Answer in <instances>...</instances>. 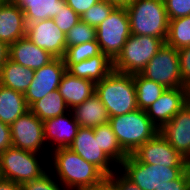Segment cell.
Wrapping results in <instances>:
<instances>
[{
    "mask_svg": "<svg viewBox=\"0 0 190 190\" xmlns=\"http://www.w3.org/2000/svg\"><path fill=\"white\" fill-rule=\"evenodd\" d=\"M53 150V151H51ZM49 151L55 171L61 185L67 190L98 188L107 183V176L95 165L85 161L68 147Z\"/></svg>",
    "mask_w": 190,
    "mask_h": 190,
    "instance_id": "6da1fadb",
    "label": "cell"
},
{
    "mask_svg": "<svg viewBox=\"0 0 190 190\" xmlns=\"http://www.w3.org/2000/svg\"><path fill=\"white\" fill-rule=\"evenodd\" d=\"M95 94L106 107L109 117L138 109L132 74L112 70L104 79L95 83Z\"/></svg>",
    "mask_w": 190,
    "mask_h": 190,
    "instance_id": "7a4b0ae2",
    "label": "cell"
},
{
    "mask_svg": "<svg viewBox=\"0 0 190 190\" xmlns=\"http://www.w3.org/2000/svg\"><path fill=\"white\" fill-rule=\"evenodd\" d=\"M126 11L132 35L157 37L166 42L169 18L163 0H134Z\"/></svg>",
    "mask_w": 190,
    "mask_h": 190,
    "instance_id": "3957f363",
    "label": "cell"
},
{
    "mask_svg": "<svg viewBox=\"0 0 190 190\" xmlns=\"http://www.w3.org/2000/svg\"><path fill=\"white\" fill-rule=\"evenodd\" d=\"M109 123L121 148L128 155L133 154L142 144L159 133L146 111L141 109L110 117Z\"/></svg>",
    "mask_w": 190,
    "mask_h": 190,
    "instance_id": "277c9868",
    "label": "cell"
},
{
    "mask_svg": "<svg viewBox=\"0 0 190 190\" xmlns=\"http://www.w3.org/2000/svg\"><path fill=\"white\" fill-rule=\"evenodd\" d=\"M165 43L161 38L131 34L113 61V70L132 75L140 73Z\"/></svg>",
    "mask_w": 190,
    "mask_h": 190,
    "instance_id": "5b68a950",
    "label": "cell"
},
{
    "mask_svg": "<svg viewBox=\"0 0 190 190\" xmlns=\"http://www.w3.org/2000/svg\"><path fill=\"white\" fill-rule=\"evenodd\" d=\"M38 156L41 157L38 153L13 146L8 148L0 153V177L21 185L41 177L47 170Z\"/></svg>",
    "mask_w": 190,
    "mask_h": 190,
    "instance_id": "8992f818",
    "label": "cell"
},
{
    "mask_svg": "<svg viewBox=\"0 0 190 190\" xmlns=\"http://www.w3.org/2000/svg\"><path fill=\"white\" fill-rule=\"evenodd\" d=\"M188 168L142 163L130 154L118 169L140 189L156 190L162 184L178 179Z\"/></svg>",
    "mask_w": 190,
    "mask_h": 190,
    "instance_id": "52a82bcc",
    "label": "cell"
},
{
    "mask_svg": "<svg viewBox=\"0 0 190 190\" xmlns=\"http://www.w3.org/2000/svg\"><path fill=\"white\" fill-rule=\"evenodd\" d=\"M130 24L126 7H116L96 28V41L101 52L111 61L120 54L126 40L130 37Z\"/></svg>",
    "mask_w": 190,
    "mask_h": 190,
    "instance_id": "ba28073f",
    "label": "cell"
},
{
    "mask_svg": "<svg viewBox=\"0 0 190 190\" xmlns=\"http://www.w3.org/2000/svg\"><path fill=\"white\" fill-rule=\"evenodd\" d=\"M140 74L168 88H185L180 72L178 50L166 43L150 59Z\"/></svg>",
    "mask_w": 190,
    "mask_h": 190,
    "instance_id": "9c48e42d",
    "label": "cell"
},
{
    "mask_svg": "<svg viewBox=\"0 0 190 190\" xmlns=\"http://www.w3.org/2000/svg\"><path fill=\"white\" fill-rule=\"evenodd\" d=\"M10 130L13 147L38 154L43 153L42 147L47 145L43 121L30 110L12 123Z\"/></svg>",
    "mask_w": 190,
    "mask_h": 190,
    "instance_id": "30bf717a",
    "label": "cell"
},
{
    "mask_svg": "<svg viewBox=\"0 0 190 190\" xmlns=\"http://www.w3.org/2000/svg\"><path fill=\"white\" fill-rule=\"evenodd\" d=\"M132 155L142 163L165 167H190V163L184 156L175 150L160 133L142 144Z\"/></svg>",
    "mask_w": 190,
    "mask_h": 190,
    "instance_id": "8fae6325",
    "label": "cell"
},
{
    "mask_svg": "<svg viewBox=\"0 0 190 190\" xmlns=\"http://www.w3.org/2000/svg\"><path fill=\"white\" fill-rule=\"evenodd\" d=\"M68 148L85 161L98 167L107 177L117 170L118 166L100 149L98 137L94 136L93 128L80 127Z\"/></svg>",
    "mask_w": 190,
    "mask_h": 190,
    "instance_id": "7c38bea8",
    "label": "cell"
},
{
    "mask_svg": "<svg viewBox=\"0 0 190 190\" xmlns=\"http://www.w3.org/2000/svg\"><path fill=\"white\" fill-rule=\"evenodd\" d=\"M66 72L63 58H54L51 62L36 69L34 78L24 96L28 107L44 98L49 92L58 90L60 80Z\"/></svg>",
    "mask_w": 190,
    "mask_h": 190,
    "instance_id": "4fadbf2b",
    "label": "cell"
},
{
    "mask_svg": "<svg viewBox=\"0 0 190 190\" xmlns=\"http://www.w3.org/2000/svg\"><path fill=\"white\" fill-rule=\"evenodd\" d=\"M26 37L55 58H63L66 51V34L53 19L27 23Z\"/></svg>",
    "mask_w": 190,
    "mask_h": 190,
    "instance_id": "5bb4252c",
    "label": "cell"
},
{
    "mask_svg": "<svg viewBox=\"0 0 190 190\" xmlns=\"http://www.w3.org/2000/svg\"><path fill=\"white\" fill-rule=\"evenodd\" d=\"M159 133L190 163V106L186 104Z\"/></svg>",
    "mask_w": 190,
    "mask_h": 190,
    "instance_id": "9a60e30c",
    "label": "cell"
},
{
    "mask_svg": "<svg viewBox=\"0 0 190 190\" xmlns=\"http://www.w3.org/2000/svg\"><path fill=\"white\" fill-rule=\"evenodd\" d=\"M186 105L185 88H168L146 109L148 118L160 129Z\"/></svg>",
    "mask_w": 190,
    "mask_h": 190,
    "instance_id": "2e32d148",
    "label": "cell"
},
{
    "mask_svg": "<svg viewBox=\"0 0 190 190\" xmlns=\"http://www.w3.org/2000/svg\"><path fill=\"white\" fill-rule=\"evenodd\" d=\"M43 126L45 141L48 146L51 142L52 146L54 145L53 149L69 147L80 128L71 110L63 115L43 121Z\"/></svg>",
    "mask_w": 190,
    "mask_h": 190,
    "instance_id": "e0dca14e",
    "label": "cell"
},
{
    "mask_svg": "<svg viewBox=\"0 0 190 190\" xmlns=\"http://www.w3.org/2000/svg\"><path fill=\"white\" fill-rule=\"evenodd\" d=\"M27 23L24 12L6 0L0 2V40L8 46L26 36Z\"/></svg>",
    "mask_w": 190,
    "mask_h": 190,
    "instance_id": "ac0fdd59",
    "label": "cell"
},
{
    "mask_svg": "<svg viewBox=\"0 0 190 190\" xmlns=\"http://www.w3.org/2000/svg\"><path fill=\"white\" fill-rule=\"evenodd\" d=\"M54 58L49 52L35 45L26 36L9 46V59L33 70L40 69Z\"/></svg>",
    "mask_w": 190,
    "mask_h": 190,
    "instance_id": "d6986e66",
    "label": "cell"
},
{
    "mask_svg": "<svg viewBox=\"0 0 190 190\" xmlns=\"http://www.w3.org/2000/svg\"><path fill=\"white\" fill-rule=\"evenodd\" d=\"M58 91L71 110L95 94V83L66 71L60 80Z\"/></svg>",
    "mask_w": 190,
    "mask_h": 190,
    "instance_id": "ffe728a7",
    "label": "cell"
},
{
    "mask_svg": "<svg viewBox=\"0 0 190 190\" xmlns=\"http://www.w3.org/2000/svg\"><path fill=\"white\" fill-rule=\"evenodd\" d=\"M64 65L71 75L94 83L100 82L113 70V61L102 52L80 63Z\"/></svg>",
    "mask_w": 190,
    "mask_h": 190,
    "instance_id": "44dd1931",
    "label": "cell"
},
{
    "mask_svg": "<svg viewBox=\"0 0 190 190\" xmlns=\"http://www.w3.org/2000/svg\"><path fill=\"white\" fill-rule=\"evenodd\" d=\"M71 111L80 127L94 128L107 124L110 118L106 107L96 94H93L82 104L71 109Z\"/></svg>",
    "mask_w": 190,
    "mask_h": 190,
    "instance_id": "7402d4cb",
    "label": "cell"
},
{
    "mask_svg": "<svg viewBox=\"0 0 190 190\" xmlns=\"http://www.w3.org/2000/svg\"><path fill=\"white\" fill-rule=\"evenodd\" d=\"M29 110L23 93L0 84V121L11 125Z\"/></svg>",
    "mask_w": 190,
    "mask_h": 190,
    "instance_id": "603a6c76",
    "label": "cell"
},
{
    "mask_svg": "<svg viewBox=\"0 0 190 190\" xmlns=\"http://www.w3.org/2000/svg\"><path fill=\"white\" fill-rule=\"evenodd\" d=\"M16 5L24 12L26 23L53 19L66 0H19Z\"/></svg>",
    "mask_w": 190,
    "mask_h": 190,
    "instance_id": "cb8c5ba5",
    "label": "cell"
},
{
    "mask_svg": "<svg viewBox=\"0 0 190 190\" xmlns=\"http://www.w3.org/2000/svg\"><path fill=\"white\" fill-rule=\"evenodd\" d=\"M35 70L24 67L8 59L0 71V84L25 94L29 88Z\"/></svg>",
    "mask_w": 190,
    "mask_h": 190,
    "instance_id": "d4e9b609",
    "label": "cell"
},
{
    "mask_svg": "<svg viewBox=\"0 0 190 190\" xmlns=\"http://www.w3.org/2000/svg\"><path fill=\"white\" fill-rule=\"evenodd\" d=\"M94 136L98 137L100 149L118 166L128 157L121 148L111 124H102L93 128Z\"/></svg>",
    "mask_w": 190,
    "mask_h": 190,
    "instance_id": "484cf974",
    "label": "cell"
},
{
    "mask_svg": "<svg viewBox=\"0 0 190 190\" xmlns=\"http://www.w3.org/2000/svg\"><path fill=\"white\" fill-rule=\"evenodd\" d=\"M29 110L41 121L63 115L70 111L58 90L49 92L44 98L34 102Z\"/></svg>",
    "mask_w": 190,
    "mask_h": 190,
    "instance_id": "4316f807",
    "label": "cell"
},
{
    "mask_svg": "<svg viewBox=\"0 0 190 190\" xmlns=\"http://www.w3.org/2000/svg\"><path fill=\"white\" fill-rule=\"evenodd\" d=\"M133 81L136 88L138 109H148L167 89L160 83L143 77L140 73L133 74Z\"/></svg>",
    "mask_w": 190,
    "mask_h": 190,
    "instance_id": "83f0119b",
    "label": "cell"
},
{
    "mask_svg": "<svg viewBox=\"0 0 190 190\" xmlns=\"http://www.w3.org/2000/svg\"><path fill=\"white\" fill-rule=\"evenodd\" d=\"M166 44L176 50L190 46V15L169 20Z\"/></svg>",
    "mask_w": 190,
    "mask_h": 190,
    "instance_id": "f1b7e54d",
    "label": "cell"
},
{
    "mask_svg": "<svg viewBox=\"0 0 190 190\" xmlns=\"http://www.w3.org/2000/svg\"><path fill=\"white\" fill-rule=\"evenodd\" d=\"M101 53L97 41H89L83 44L66 48L63 56L64 64H77Z\"/></svg>",
    "mask_w": 190,
    "mask_h": 190,
    "instance_id": "f546056e",
    "label": "cell"
},
{
    "mask_svg": "<svg viewBox=\"0 0 190 190\" xmlns=\"http://www.w3.org/2000/svg\"><path fill=\"white\" fill-rule=\"evenodd\" d=\"M96 41V28L80 20L66 34V47Z\"/></svg>",
    "mask_w": 190,
    "mask_h": 190,
    "instance_id": "4dcf8cb0",
    "label": "cell"
},
{
    "mask_svg": "<svg viewBox=\"0 0 190 190\" xmlns=\"http://www.w3.org/2000/svg\"><path fill=\"white\" fill-rule=\"evenodd\" d=\"M116 7L115 4L109 3L106 0H100L81 16V20L97 28Z\"/></svg>",
    "mask_w": 190,
    "mask_h": 190,
    "instance_id": "1f68e13d",
    "label": "cell"
},
{
    "mask_svg": "<svg viewBox=\"0 0 190 190\" xmlns=\"http://www.w3.org/2000/svg\"><path fill=\"white\" fill-rule=\"evenodd\" d=\"M51 173L52 170L50 173L47 171L41 177L25 182L21 185L22 190H65L66 188L62 187L61 183L54 178L55 173Z\"/></svg>",
    "mask_w": 190,
    "mask_h": 190,
    "instance_id": "d6a6232c",
    "label": "cell"
},
{
    "mask_svg": "<svg viewBox=\"0 0 190 190\" xmlns=\"http://www.w3.org/2000/svg\"><path fill=\"white\" fill-rule=\"evenodd\" d=\"M53 20L57 27L67 34L68 31L81 20V17L66 4Z\"/></svg>",
    "mask_w": 190,
    "mask_h": 190,
    "instance_id": "836d02e7",
    "label": "cell"
},
{
    "mask_svg": "<svg viewBox=\"0 0 190 190\" xmlns=\"http://www.w3.org/2000/svg\"><path fill=\"white\" fill-rule=\"evenodd\" d=\"M169 20L190 15V0H163Z\"/></svg>",
    "mask_w": 190,
    "mask_h": 190,
    "instance_id": "e575fe53",
    "label": "cell"
},
{
    "mask_svg": "<svg viewBox=\"0 0 190 190\" xmlns=\"http://www.w3.org/2000/svg\"><path fill=\"white\" fill-rule=\"evenodd\" d=\"M107 183L111 190H142L130 181L119 169L107 177Z\"/></svg>",
    "mask_w": 190,
    "mask_h": 190,
    "instance_id": "d590c367",
    "label": "cell"
},
{
    "mask_svg": "<svg viewBox=\"0 0 190 190\" xmlns=\"http://www.w3.org/2000/svg\"><path fill=\"white\" fill-rule=\"evenodd\" d=\"M180 72L184 87L190 83V46L178 50Z\"/></svg>",
    "mask_w": 190,
    "mask_h": 190,
    "instance_id": "8d00e7d4",
    "label": "cell"
},
{
    "mask_svg": "<svg viewBox=\"0 0 190 190\" xmlns=\"http://www.w3.org/2000/svg\"><path fill=\"white\" fill-rule=\"evenodd\" d=\"M189 183L190 167L178 179L166 182L156 190H189Z\"/></svg>",
    "mask_w": 190,
    "mask_h": 190,
    "instance_id": "74e56055",
    "label": "cell"
},
{
    "mask_svg": "<svg viewBox=\"0 0 190 190\" xmlns=\"http://www.w3.org/2000/svg\"><path fill=\"white\" fill-rule=\"evenodd\" d=\"M100 0H66V4L80 17Z\"/></svg>",
    "mask_w": 190,
    "mask_h": 190,
    "instance_id": "f35d334b",
    "label": "cell"
},
{
    "mask_svg": "<svg viewBox=\"0 0 190 190\" xmlns=\"http://www.w3.org/2000/svg\"><path fill=\"white\" fill-rule=\"evenodd\" d=\"M12 146L13 143H12L10 125L0 121V153L6 151L8 148Z\"/></svg>",
    "mask_w": 190,
    "mask_h": 190,
    "instance_id": "ab89813d",
    "label": "cell"
},
{
    "mask_svg": "<svg viewBox=\"0 0 190 190\" xmlns=\"http://www.w3.org/2000/svg\"><path fill=\"white\" fill-rule=\"evenodd\" d=\"M0 190H22L21 184L0 177Z\"/></svg>",
    "mask_w": 190,
    "mask_h": 190,
    "instance_id": "60d3db41",
    "label": "cell"
},
{
    "mask_svg": "<svg viewBox=\"0 0 190 190\" xmlns=\"http://www.w3.org/2000/svg\"><path fill=\"white\" fill-rule=\"evenodd\" d=\"M9 59V46L0 40V71L3 64Z\"/></svg>",
    "mask_w": 190,
    "mask_h": 190,
    "instance_id": "b9f144b4",
    "label": "cell"
},
{
    "mask_svg": "<svg viewBox=\"0 0 190 190\" xmlns=\"http://www.w3.org/2000/svg\"><path fill=\"white\" fill-rule=\"evenodd\" d=\"M109 3L115 4L117 7H126L130 3H132L134 0H106Z\"/></svg>",
    "mask_w": 190,
    "mask_h": 190,
    "instance_id": "7bdbcfd3",
    "label": "cell"
},
{
    "mask_svg": "<svg viewBox=\"0 0 190 190\" xmlns=\"http://www.w3.org/2000/svg\"><path fill=\"white\" fill-rule=\"evenodd\" d=\"M186 89V104L190 106V83L185 86Z\"/></svg>",
    "mask_w": 190,
    "mask_h": 190,
    "instance_id": "ee69618b",
    "label": "cell"
},
{
    "mask_svg": "<svg viewBox=\"0 0 190 190\" xmlns=\"http://www.w3.org/2000/svg\"><path fill=\"white\" fill-rule=\"evenodd\" d=\"M84 190H111L110 186L108 183H105L104 185L98 187V188H93V189H84Z\"/></svg>",
    "mask_w": 190,
    "mask_h": 190,
    "instance_id": "f6af8a7d",
    "label": "cell"
},
{
    "mask_svg": "<svg viewBox=\"0 0 190 190\" xmlns=\"http://www.w3.org/2000/svg\"><path fill=\"white\" fill-rule=\"evenodd\" d=\"M6 1L13 3V4H16L19 0H6Z\"/></svg>",
    "mask_w": 190,
    "mask_h": 190,
    "instance_id": "bcb514c9",
    "label": "cell"
}]
</instances>
